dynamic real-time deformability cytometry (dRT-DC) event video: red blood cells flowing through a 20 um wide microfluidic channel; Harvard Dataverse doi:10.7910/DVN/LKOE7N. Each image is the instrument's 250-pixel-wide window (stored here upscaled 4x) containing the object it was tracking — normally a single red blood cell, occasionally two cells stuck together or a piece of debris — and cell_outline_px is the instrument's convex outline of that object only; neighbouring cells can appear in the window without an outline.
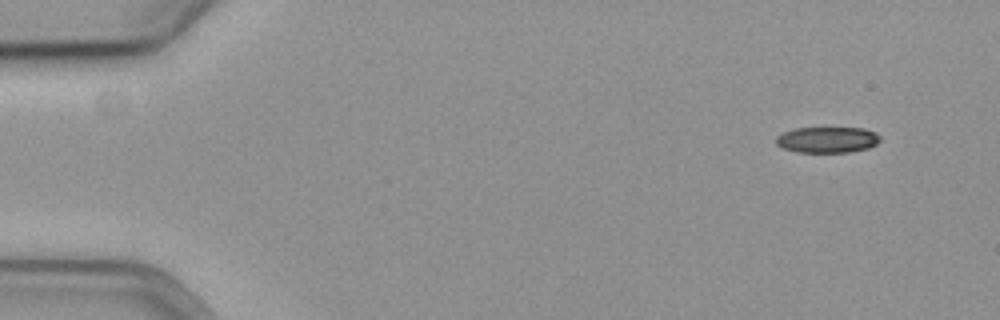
{"species": "common noctule bat (a hibernating species)", "species_latin": "Nyctalus noctula", "temperature_condition": "cold", "stored_images_in_passage": 54, "camera_frame_rate_fps": 3000, "um_per_image_px": 0.085, "animal": {"sex": "female", "body_mass_g": 19.3, "forearm_length_mm": 54.1}, "frame": {"image": 1, "passage_image": 1, "time_ms": 0.0, "image_size_px": [1000, 320], "cell_outline_px": [[880, 140], [876, 144], [868, 148], [848, 152], [796, 152], [784, 148], [776, 144], [776, 136], [784, 132], [796, 128], [864, 128], [876, 132], [880, 136]], "centroid_in_image_um": [70.33, 11.87], "position_along_channel_um": 14.7, "area_um2": 15.72}}
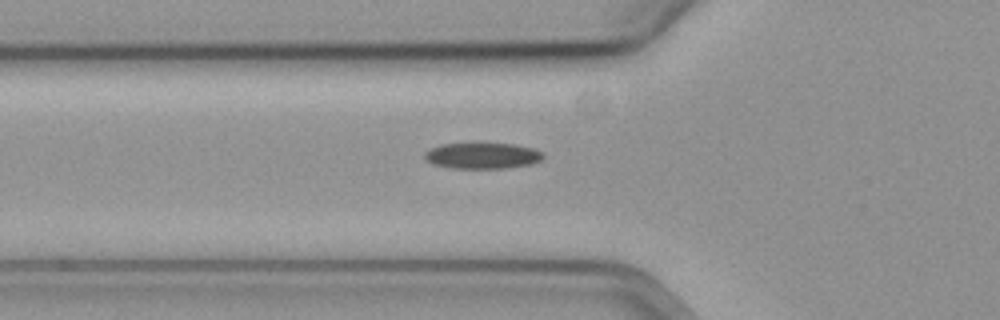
{"frame": {"image": 2, "passage_image": 17, "time_ms": 5.333, "image_size_px": [1000, 320], "cell_outline_px": [[544, 156], [540, 160], [532, 164], [504, 168], [452, 168], [432, 164], [424, 156], [424, 152], [428, 148], [440, 144], [472, 140], [480, 140], [516, 144], [532, 148], [544, 152]], "centroid_in_image_um": [40.97, 13.16], "position_along_channel_um": 84.8, "area_um2": 19.13}}
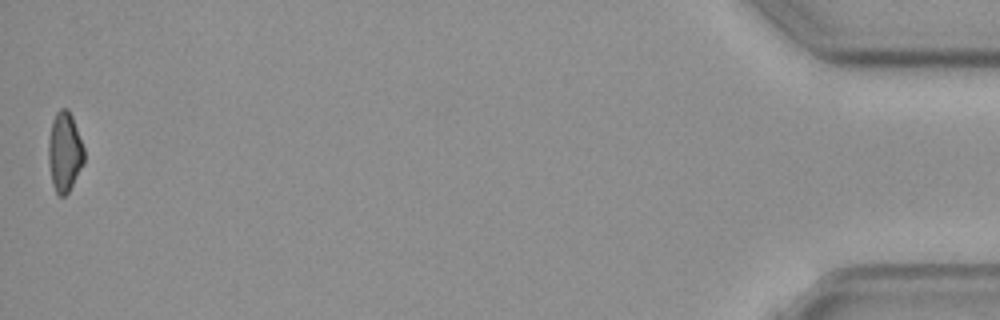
{"frame": {"image": 3, "passage_image": 54, "time_ms": 17.667, "image_size_px": [1000, 320], "cell_outline_px": [[84, 164], [68, 192], [64, 196], [60, 196], [56, 192], [52, 184], [48, 164], [48, 140], [52, 120], [56, 112], [60, 108], [68, 108], [72, 116], [84, 148]], "centroid_in_image_um": [5.48, 12.9], "position_along_channel_um": 429.7, "area_um2": 16.7}}